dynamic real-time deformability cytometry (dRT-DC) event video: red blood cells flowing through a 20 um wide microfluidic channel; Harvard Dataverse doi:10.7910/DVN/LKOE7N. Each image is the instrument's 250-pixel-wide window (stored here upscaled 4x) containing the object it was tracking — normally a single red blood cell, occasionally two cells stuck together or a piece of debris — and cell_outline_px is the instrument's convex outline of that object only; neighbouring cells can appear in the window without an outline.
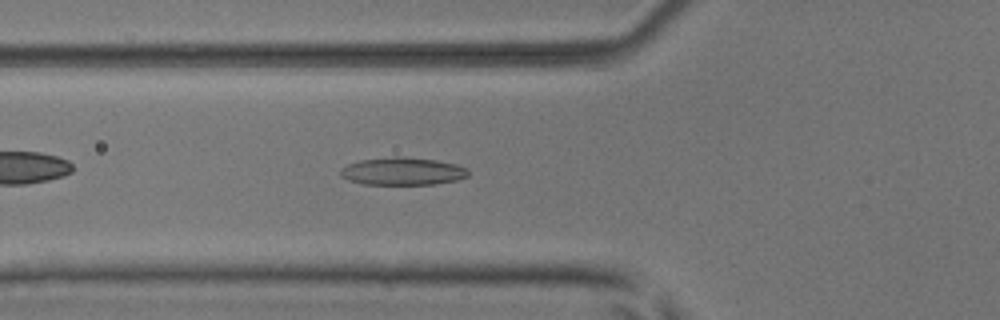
{"species": "common noctule bat (a hibernating species)", "species_latin": "Nyctalus noctula", "temperature_condition": "room temperature", "stored_images_in_passage": 39, "camera_frame_rate_fps": 3000, "um_per_image_px": 0.085, "animal": {"sex": "male", "body_mass_g": 17.9, "forearm_length_mm": 54.2}, "frame": {"image": 1, "passage_image": 6, "time_ms": 1.667, "image_size_px": [1000, 320], "cell_outline_px": [[468, 176], [456, 180], [432, 184], [364, 184], [348, 180], [340, 176], [340, 168], [348, 164], [360, 160], [392, 156], [400, 156], [436, 160], [456, 164], [468, 168]], "centroid_in_image_um": [34.2, 14.55], "position_along_channel_um": 91.6, "area_um2": 20.63}}
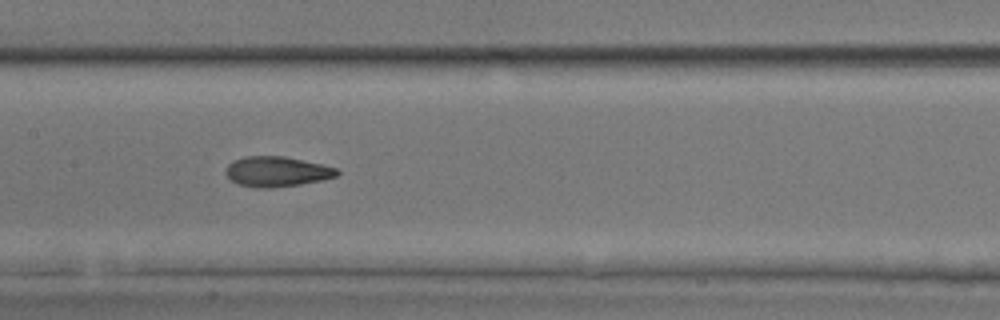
{"frame": {"image": 2, "passage_image": 13, "time_ms": 4.0, "image_size_px": [1000, 320], "cell_outline_px": [[340, 172], [336, 176], [324, 180], [300, 184], [272, 188], [256, 188], [236, 184], [224, 172], [224, 168], [232, 160], [244, 156], [284, 156], [320, 164], [336, 168]], "centroid_in_image_um": [23.48, 14.59], "position_along_channel_um": 183.9, "area_um2": 19.71}}
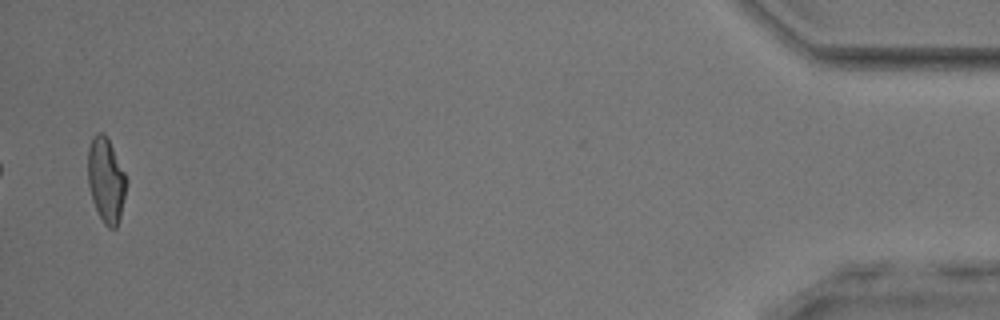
{"frame": {"image": 3, "passage_image": 38, "time_ms": 12.333, "image_size_px": [1000, 320], "cell_outline_px": [[128, 180], [120, 216], [116, 228], [108, 228], [104, 224], [92, 200], [88, 184], [88, 148], [92, 136], [96, 132], [104, 132]], "centroid_in_image_um": [9.0, 15.3], "position_along_channel_um": 426.2, "area_um2": 18.84}, "authors_computed_cell_mechanics": {"area_um2": 19.2474, "velocity_mm_per_s": 3.9493, "shape_relaxation_time_tau1_ms": 6.3909, "shape_relaxation_time_tau2_ms": 2.0726, "deformation_change_tau1": 0.1976, "deformation_change_tau2": 0.0861}}